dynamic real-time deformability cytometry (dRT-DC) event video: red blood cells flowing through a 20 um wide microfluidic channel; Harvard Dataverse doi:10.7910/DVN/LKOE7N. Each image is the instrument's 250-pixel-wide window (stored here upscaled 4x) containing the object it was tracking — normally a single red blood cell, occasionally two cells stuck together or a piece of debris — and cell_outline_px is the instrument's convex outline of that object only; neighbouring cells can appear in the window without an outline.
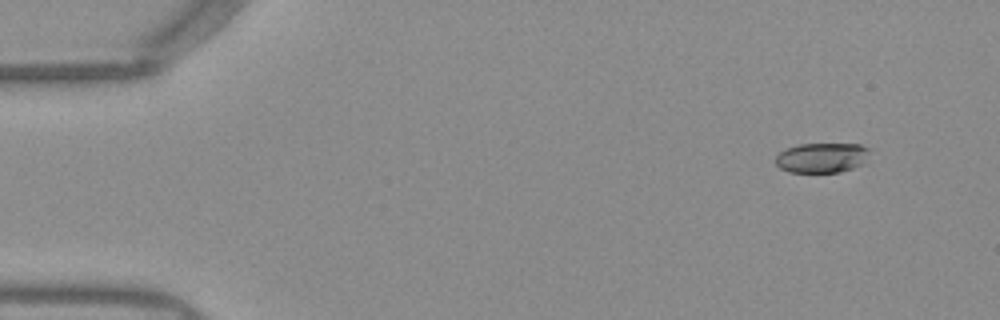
{"species": "Egyptian fruit bat (a non-hibernating species)", "species_latin": "Rousettus aegyptiacus", "temperature_condition": "warm", "stored_images_in_passage": 48, "camera_frame_rate_fps": 3000, "um_per_image_px": 0.085, "frame": {"image": 1, "passage_image": 1, "time_ms": 0.0, "image_size_px": [1000, 320], "cell_outline_px": [[872, 152], [864, 164], [840, 172], [788, 172], [780, 168], [776, 164], [776, 156], [784, 148], [800, 144], [860, 144], [868, 148]], "centroid_in_image_um": [69.89, 13.4], "position_along_channel_um": 15.1, "area_um2": 16.65}}
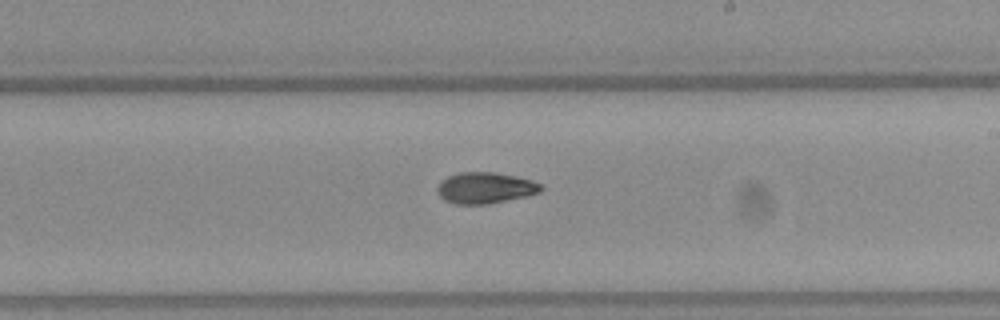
{"frame": {"image": 2, "passage_image": 27, "time_ms": 8.667, "image_size_px": [1000, 320], "cell_outline_px": [[544, 188], [540, 192], [524, 196], [488, 204], [456, 204], [444, 200], [440, 196], [436, 188], [440, 180], [448, 176], [460, 172], [492, 172], [516, 176], [532, 180], [544, 184]], "centroid_in_image_um": [41.24, 15.96], "position_along_channel_um": 247.8, "area_um2": 18.9}}
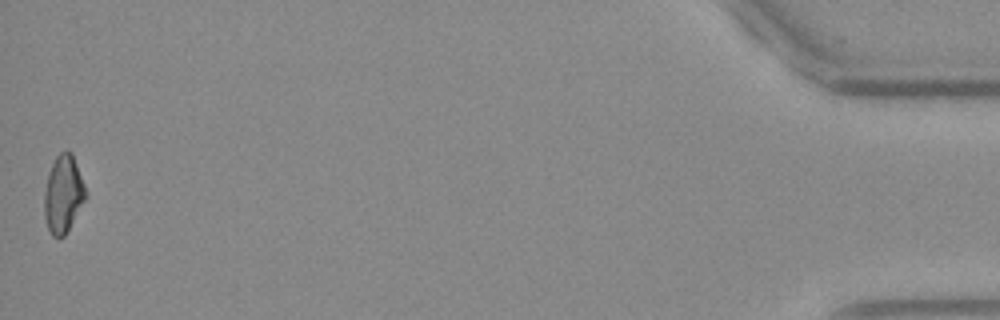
{"frame": {"image": 3, "passage_image": 48, "time_ms": 15.667, "image_size_px": [1000, 320], "cell_outline_px": [[88, 196], [64, 236], [52, 236], [48, 228], [44, 216], [44, 192], [48, 172], [56, 156], [64, 148], [72, 152], [88, 192]], "centroid_in_image_um": [5.39, 16.45], "position_along_channel_um": 429.8, "area_um2": 18.96}, "authors_computed_cell_mechanics": {"area_um2": 18.496, "velocity_mm_per_s": 3.9596, "shape_relaxation_time_tau1_ms": 5.8748, "shape_relaxation_time_tau2_ms": 5.7564, "deformation_change_tau1": 0.1894, "deformation_change_tau2": 0.1131}}